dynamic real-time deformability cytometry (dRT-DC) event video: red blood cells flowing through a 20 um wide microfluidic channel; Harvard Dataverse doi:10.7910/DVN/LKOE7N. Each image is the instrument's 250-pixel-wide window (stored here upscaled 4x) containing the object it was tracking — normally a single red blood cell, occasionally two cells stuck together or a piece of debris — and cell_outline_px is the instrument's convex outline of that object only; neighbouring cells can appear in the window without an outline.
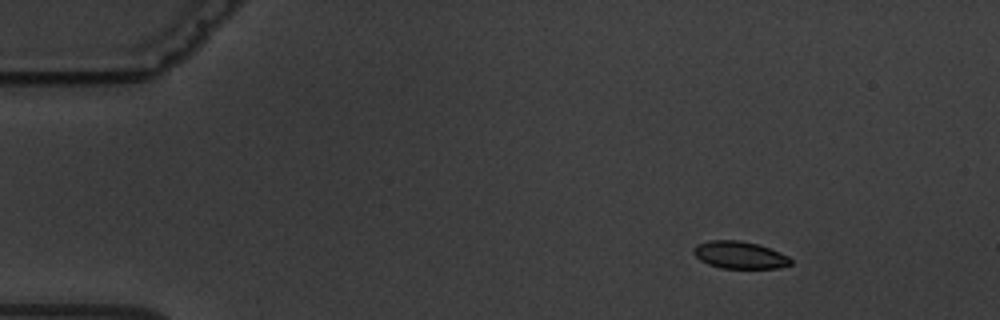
{"species": "common noctule bat (a hibernating species)", "species_latin": "Nyctalus noctula", "temperature_condition": "warm", "stored_images_in_passage": 4, "camera_frame_rate_fps": 3000, "um_per_image_px": 0.085, "animal": {"sex": "male", "body_mass_g": 19.5, "forearm_length_mm": 54.6}, "frame": {"image": 1, "passage_image": 2, "time_ms": 1.0, "image_size_px": [1000, 320], "cell_outline_px": [[792, 264], [780, 268], [720, 268], [708, 264], [700, 260], [692, 252], [692, 248], [696, 244], [708, 240], [740, 240], [756, 244], [780, 252], [788, 256], [792, 260]], "centroid_in_image_um": [62.84, 21.67], "position_along_channel_um": 22.2, "area_um2": 15.55}}